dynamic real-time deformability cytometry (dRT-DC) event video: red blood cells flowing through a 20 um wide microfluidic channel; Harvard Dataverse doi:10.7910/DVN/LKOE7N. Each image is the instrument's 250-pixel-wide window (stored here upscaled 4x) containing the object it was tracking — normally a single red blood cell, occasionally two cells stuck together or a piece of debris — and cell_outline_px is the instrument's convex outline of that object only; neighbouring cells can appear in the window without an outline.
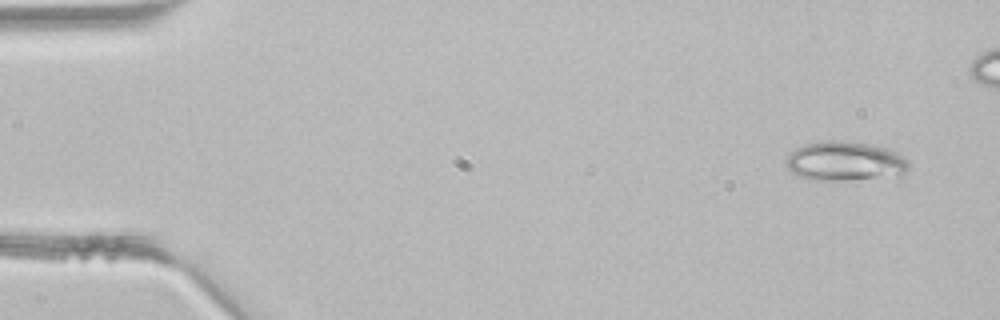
{"species": "common noctule bat (a hibernating species)", "species_latin": "Nyctalus noctula", "temperature_condition": "room temperature", "stored_images_in_passage": 2, "camera_frame_rate_fps": 3000, "um_per_image_px": 0.085, "animal": {"sex": "male", "body_mass_g": 21.5, "forearm_length_mm": 52.0}, "frame": {"image": 1, "passage_image": 2, "time_ms": 0.333, "image_size_px": [1000, 320], "cell_outline_px": [[908, 168], [900, 180], [808, 180], [792, 172], [788, 168], [788, 156], [796, 148], [808, 144], [828, 140], [840, 140], [876, 144], [896, 152], [904, 156], [908, 160]], "centroid_in_image_um": [71.98, 13.75], "position_along_channel_um": 13.0, "area_um2": 29.07}}